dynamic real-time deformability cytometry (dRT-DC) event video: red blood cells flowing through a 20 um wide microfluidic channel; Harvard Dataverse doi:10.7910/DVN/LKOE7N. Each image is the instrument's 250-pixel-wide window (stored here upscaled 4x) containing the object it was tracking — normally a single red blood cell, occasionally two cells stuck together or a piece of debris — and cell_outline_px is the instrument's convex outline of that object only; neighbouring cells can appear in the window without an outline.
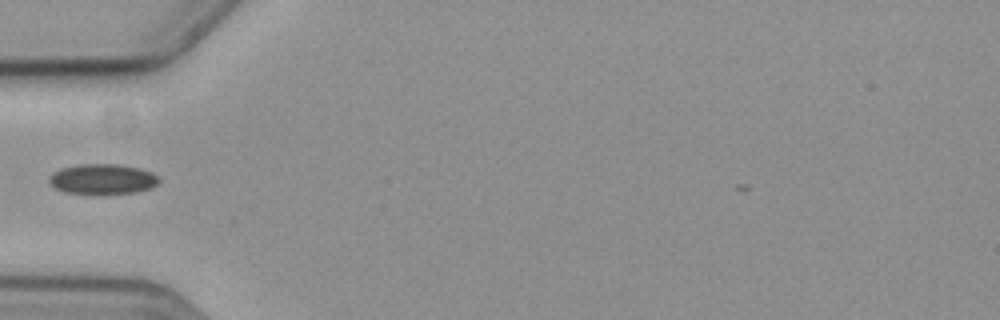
{"species": "common noctule bat (a hibernating species)", "species_latin": "Nyctalus noctula", "temperature_condition": "cold", "stored_images_in_passage": 36, "camera_frame_rate_fps": 3000, "um_per_image_px": 0.085, "animal": {"sex": "female", "body_mass_g": 19.3, "forearm_length_mm": 54.1}, "frame": {"image": 1, "passage_image": 1, "time_ms": 0.0, "image_size_px": [1000, 320], "cell_outline_px": [[160, 180], [152, 188], [136, 192], [96, 196], [92, 196], [64, 192], [52, 188], [48, 184], [48, 176], [52, 172], [60, 168], [80, 164], [116, 164], [140, 168], [152, 172], [160, 176]], "centroid_in_image_um": [8.66, 15.26], "position_along_channel_um": 76.3, "area_um2": 20.35}}
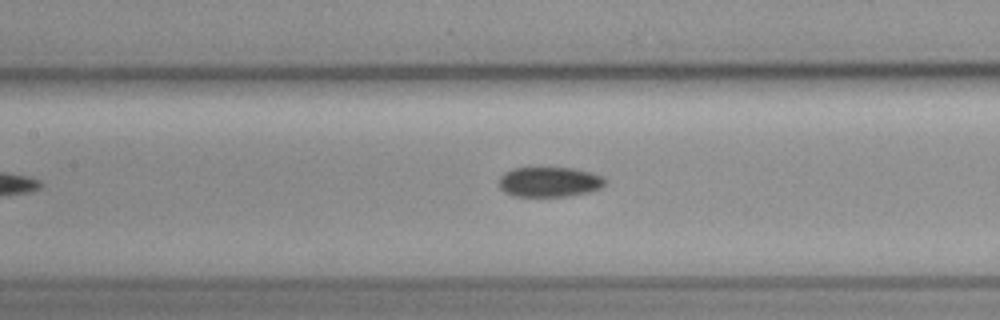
{"frame": {"image": 2, "passage_image": 8, "time_ms": 2.333, "image_size_px": [1000, 320], "cell_outline_px": [[604, 184], [600, 188], [588, 192], [568, 196], [512, 196], [504, 192], [500, 188], [500, 176], [504, 172], [512, 168], [572, 168], [592, 172], [604, 176]], "centroid_in_image_um": [46.69, 15.46], "position_along_channel_um": 160.7, "area_um2": 18.55}}
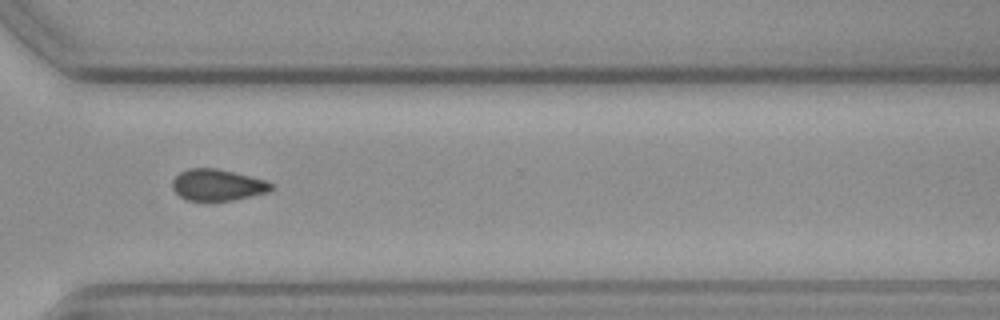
{"frame": {"image": 3, "passage_image": 24, "time_ms": 7.667, "image_size_px": [1000, 320], "cell_outline_px": [[272, 188], [268, 192], [232, 200], [208, 204], [188, 200], [180, 196], [172, 188], [172, 180], [180, 172], [188, 168], [216, 168], [264, 180], [272, 184]], "centroid_in_image_um": [18.42, 15.76], "position_along_channel_um": 352.2, "area_um2": 18.38}}